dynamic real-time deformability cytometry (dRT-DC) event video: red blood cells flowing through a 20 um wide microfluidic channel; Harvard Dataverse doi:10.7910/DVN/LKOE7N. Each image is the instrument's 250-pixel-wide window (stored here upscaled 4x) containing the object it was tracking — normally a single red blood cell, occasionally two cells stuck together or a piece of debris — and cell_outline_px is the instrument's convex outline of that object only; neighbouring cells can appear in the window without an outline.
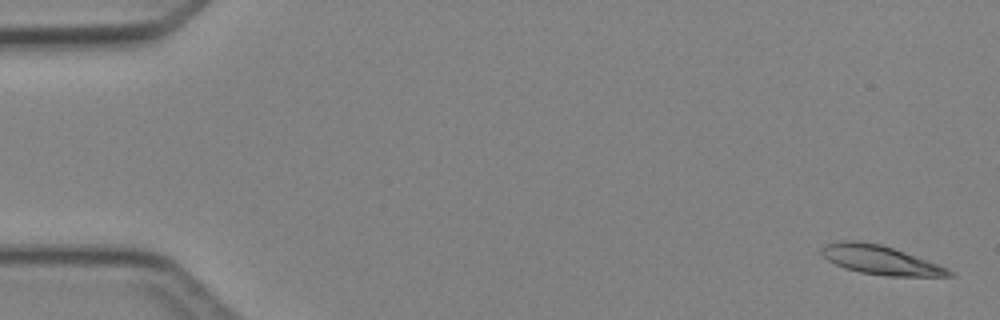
{"species": "Egyptian fruit bat (a non-hibernating species)", "species_latin": "Rousettus aegyptiacus", "temperature_condition": "cold", "stored_images_in_passage": 5, "camera_frame_rate_fps": 3000, "um_per_image_px": 0.085, "animal": {"sex": "female"}, "frame": {"image": 1, "passage_image": 1, "time_ms": 0.0, "image_size_px": [1000, 320], "cell_outline_px": [[956, 276], [884, 276], [860, 272], [844, 268], [828, 260], [820, 252], [820, 248], [828, 244], [840, 240], [856, 240], [880, 244], [904, 252], [948, 268], [956, 272]], "centroid_in_image_um": [74.84, 22.1], "position_along_channel_um": 10.2, "area_um2": 21.44}}